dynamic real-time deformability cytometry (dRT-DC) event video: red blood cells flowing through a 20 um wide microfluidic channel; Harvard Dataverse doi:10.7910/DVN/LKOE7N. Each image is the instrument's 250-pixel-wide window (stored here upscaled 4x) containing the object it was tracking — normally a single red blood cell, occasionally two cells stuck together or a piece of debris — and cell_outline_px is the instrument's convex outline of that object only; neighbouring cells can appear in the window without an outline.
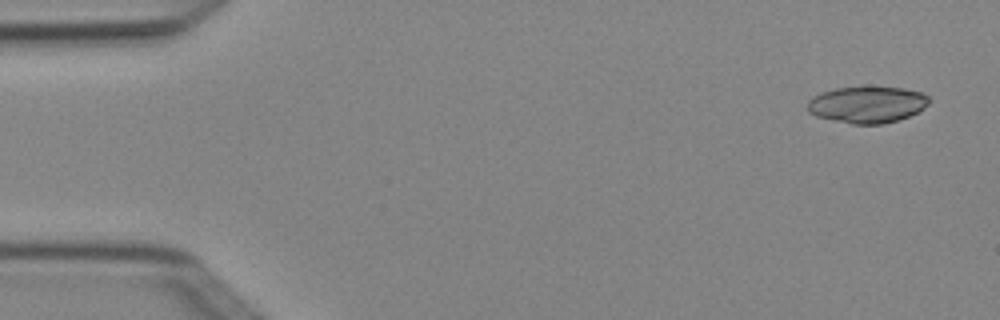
{"species": "Egyptian fruit bat (a non-hibernating species)", "species_latin": "Rousettus aegyptiacus", "temperature_condition": "cold", "stored_images_in_passage": 4, "camera_frame_rate_fps": 3000, "um_per_image_px": 0.085, "animal": {"sex": "female"}, "frame": {"image": 1, "passage_image": 1, "time_ms": 0.0, "image_size_px": [1000, 320], "cell_outline_px": [[928, 104], [924, 108], [900, 120], [880, 124], [852, 124], [816, 116], [808, 112], [808, 100], [812, 96], [836, 88], [904, 88], [924, 92], [928, 96]], "centroid_in_image_um": [73.72, 8.9], "position_along_channel_um": 11.3, "area_um2": 25.61}}
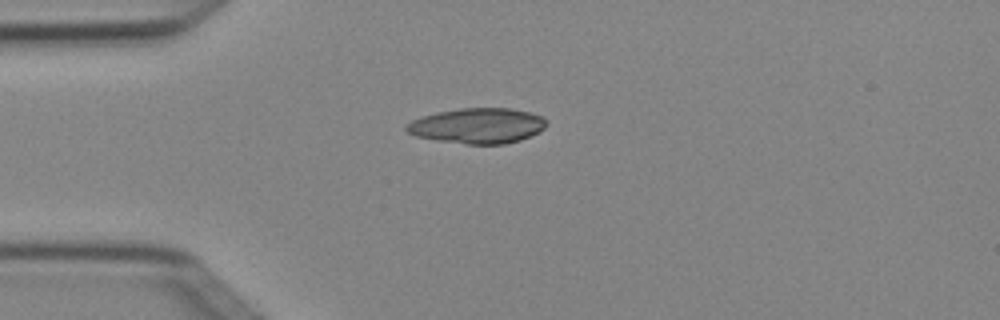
{"frame": {"image": 2, "passage_image": 4, "time_ms": 1.0, "image_size_px": [1000, 320], "cell_outline_px": [[548, 124], [540, 132], [520, 140], [504, 144], [464, 144], [416, 136], [408, 132], [404, 128], [412, 120], [424, 116], [440, 112], [460, 108], [512, 108], [532, 112], [544, 116], [548, 120]], "centroid_in_image_um": [40.68, 10.68], "position_along_channel_um": 44.3, "area_um2": 28.9}}